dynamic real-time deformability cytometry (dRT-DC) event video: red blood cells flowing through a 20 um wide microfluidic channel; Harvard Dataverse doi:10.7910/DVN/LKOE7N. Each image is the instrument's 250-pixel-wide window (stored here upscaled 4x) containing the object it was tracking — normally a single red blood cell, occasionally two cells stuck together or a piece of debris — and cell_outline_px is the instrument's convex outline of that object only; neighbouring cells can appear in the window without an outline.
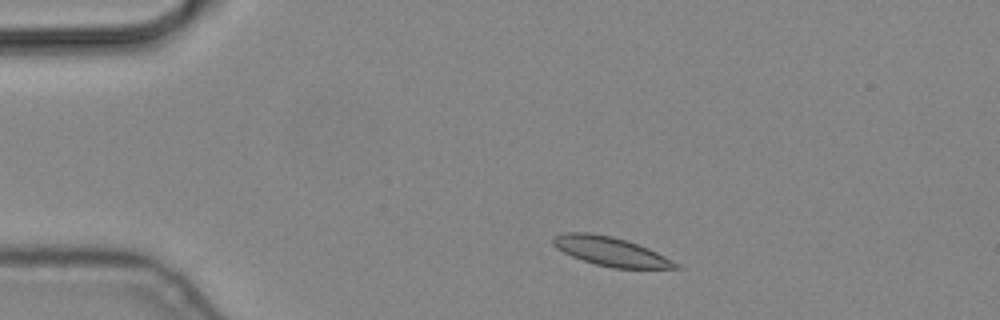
{"species": "common noctule bat (a hibernating species)", "species_latin": "Nyctalus noctula", "temperature_condition": "cold", "stored_images_in_passage": 2, "camera_frame_rate_fps": 3000, "um_per_image_px": 0.085, "animal": {"sex": "male", "body_mass_g": 19.2, "forearm_length_mm": 51.8}, "frame": {"image": 1, "passage_image": 1, "time_ms": 0.0, "image_size_px": [1000, 320], "cell_outline_px": [[684, 268], [612, 268], [596, 264], [572, 256], [556, 248], [552, 244], [552, 236], [564, 232], [588, 232], [612, 236], [648, 248], [680, 264]], "centroid_in_image_um": [51.88, 21.36], "position_along_channel_um": 33.1, "area_um2": 20.58}}